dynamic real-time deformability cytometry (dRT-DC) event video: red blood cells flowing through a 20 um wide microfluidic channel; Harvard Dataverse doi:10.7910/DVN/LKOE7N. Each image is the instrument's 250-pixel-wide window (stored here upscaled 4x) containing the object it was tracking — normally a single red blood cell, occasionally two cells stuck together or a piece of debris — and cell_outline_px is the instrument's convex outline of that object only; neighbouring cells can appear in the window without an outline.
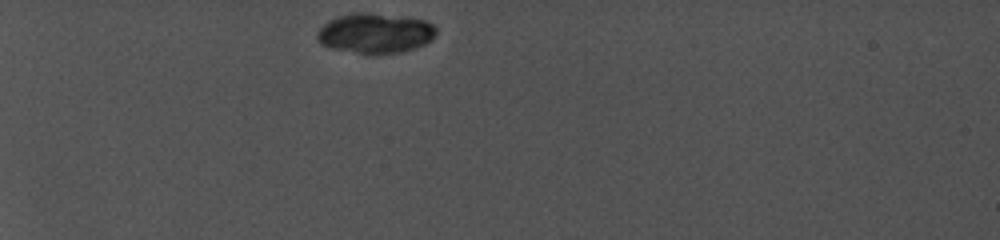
{"species": "common noctule bat (a hibernating species)", "species_latin": "Nyctalus noctula", "temperature_condition": "cold", "stored_images_in_passage": 9, "camera_frame_rate_fps": 5000, "um_per_image_px": 0.085, "animal": {"sex": "female", "body_mass_g": 19.0, "forearm_length_mm": 56.7}, "frame": {"image": 1, "passage_image": 1, "time_ms": 0.0, "image_size_px": [1000, 240], "cell_outline_px": [[436, 32], [424, 44], [412, 48], [396, 52], [360, 52], [336, 48], [324, 44], [316, 36], [316, 32], [328, 20], [352, 12], [368, 12], [408, 16], [424, 20], [432, 24], [436, 28]], "centroid_in_image_um": [31.9, 2.75], "position_along_channel_um": 53.1, "area_um2": 26.99}}